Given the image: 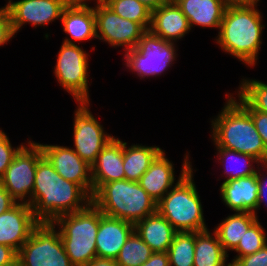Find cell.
<instances>
[{
    "label": "cell",
    "mask_w": 267,
    "mask_h": 266,
    "mask_svg": "<svg viewBox=\"0 0 267 266\" xmlns=\"http://www.w3.org/2000/svg\"><path fill=\"white\" fill-rule=\"evenodd\" d=\"M57 55L56 81L76 102L90 101L88 52L77 44L62 42Z\"/></svg>",
    "instance_id": "cell-9"
},
{
    "label": "cell",
    "mask_w": 267,
    "mask_h": 266,
    "mask_svg": "<svg viewBox=\"0 0 267 266\" xmlns=\"http://www.w3.org/2000/svg\"><path fill=\"white\" fill-rule=\"evenodd\" d=\"M4 266H23L20 259L17 257L15 260H13L11 263L4 265Z\"/></svg>",
    "instance_id": "cell-44"
},
{
    "label": "cell",
    "mask_w": 267,
    "mask_h": 266,
    "mask_svg": "<svg viewBox=\"0 0 267 266\" xmlns=\"http://www.w3.org/2000/svg\"><path fill=\"white\" fill-rule=\"evenodd\" d=\"M193 168L157 203V212L177 232H200L209 229L204 218Z\"/></svg>",
    "instance_id": "cell-6"
},
{
    "label": "cell",
    "mask_w": 267,
    "mask_h": 266,
    "mask_svg": "<svg viewBox=\"0 0 267 266\" xmlns=\"http://www.w3.org/2000/svg\"><path fill=\"white\" fill-rule=\"evenodd\" d=\"M260 0H224L227 7L259 6Z\"/></svg>",
    "instance_id": "cell-41"
},
{
    "label": "cell",
    "mask_w": 267,
    "mask_h": 266,
    "mask_svg": "<svg viewBox=\"0 0 267 266\" xmlns=\"http://www.w3.org/2000/svg\"><path fill=\"white\" fill-rule=\"evenodd\" d=\"M258 218L251 212H235L221 220L214 228L219 242L222 244L224 251L229 255L244 236V233Z\"/></svg>",
    "instance_id": "cell-25"
},
{
    "label": "cell",
    "mask_w": 267,
    "mask_h": 266,
    "mask_svg": "<svg viewBox=\"0 0 267 266\" xmlns=\"http://www.w3.org/2000/svg\"><path fill=\"white\" fill-rule=\"evenodd\" d=\"M89 2L90 0H71L64 8L61 23L67 37L63 42L76 44L97 39L94 7L89 6Z\"/></svg>",
    "instance_id": "cell-17"
},
{
    "label": "cell",
    "mask_w": 267,
    "mask_h": 266,
    "mask_svg": "<svg viewBox=\"0 0 267 266\" xmlns=\"http://www.w3.org/2000/svg\"><path fill=\"white\" fill-rule=\"evenodd\" d=\"M238 93L254 110L267 113V83L262 80L242 78Z\"/></svg>",
    "instance_id": "cell-31"
},
{
    "label": "cell",
    "mask_w": 267,
    "mask_h": 266,
    "mask_svg": "<svg viewBox=\"0 0 267 266\" xmlns=\"http://www.w3.org/2000/svg\"><path fill=\"white\" fill-rule=\"evenodd\" d=\"M93 1L97 39L113 48L122 47L124 52L135 48L147 30L141 24L117 15L102 0Z\"/></svg>",
    "instance_id": "cell-12"
},
{
    "label": "cell",
    "mask_w": 267,
    "mask_h": 266,
    "mask_svg": "<svg viewBox=\"0 0 267 266\" xmlns=\"http://www.w3.org/2000/svg\"><path fill=\"white\" fill-rule=\"evenodd\" d=\"M23 266H74L65 252L58 228L40 222L18 251Z\"/></svg>",
    "instance_id": "cell-8"
},
{
    "label": "cell",
    "mask_w": 267,
    "mask_h": 266,
    "mask_svg": "<svg viewBox=\"0 0 267 266\" xmlns=\"http://www.w3.org/2000/svg\"><path fill=\"white\" fill-rule=\"evenodd\" d=\"M43 157L40 145L29 139L14 156L0 179L3 187L18 203L28 204L32 198L38 161Z\"/></svg>",
    "instance_id": "cell-10"
},
{
    "label": "cell",
    "mask_w": 267,
    "mask_h": 266,
    "mask_svg": "<svg viewBox=\"0 0 267 266\" xmlns=\"http://www.w3.org/2000/svg\"><path fill=\"white\" fill-rule=\"evenodd\" d=\"M231 266H267V244L254 254L239 257Z\"/></svg>",
    "instance_id": "cell-37"
},
{
    "label": "cell",
    "mask_w": 267,
    "mask_h": 266,
    "mask_svg": "<svg viewBox=\"0 0 267 266\" xmlns=\"http://www.w3.org/2000/svg\"><path fill=\"white\" fill-rule=\"evenodd\" d=\"M92 203L109 217L136 223L157 212V202L136 181L117 180L102 184Z\"/></svg>",
    "instance_id": "cell-4"
},
{
    "label": "cell",
    "mask_w": 267,
    "mask_h": 266,
    "mask_svg": "<svg viewBox=\"0 0 267 266\" xmlns=\"http://www.w3.org/2000/svg\"><path fill=\"white\" fill-rule=\"evenodd\" d=\"M209 230L195 232L194 266H231L217 234Z\"/></svg>",
    "instance_id": "cell-26"
},
{
    "label": "cell",
    "mask_w": 267,
    "mask_h": 266,
    "mask_svg": "<svg viewBox=\"0 0 267 266\" xmlns=\"http://www.w3.org/2000/svg\"><path fill=\"white\" fill-rule=\"evenodd\" d=\"M117 15L141 24L146 30L151 25L152 11L138 0H102Z\"/></svg>",
    "instance_id": "cell-30"
},
{
    "label": "cell",
    "mask_w": 267,
    "mask_h": 266,
    "mask_svg": "<svg viewBox=\"0 0 267 266\" xmlns=\"http://www.w3.org/2000/svg\"><path fill=\"white\" fill-rule=\"evenodd\" d=\"M23 146V143L17 147L12 146L7 133L0 128V179L4 176L6 169L12 163L14 156Z\"/></svg>",
    "instance_id": "cell-33"
},
{
    "label": "cell",
    "mask_w": 267,
    "mask_h": 266,
    "mask_svg": "<svg viewBox=\"0 0 267 266\" xmlns=\"http://www.w3.org/2000/svg\"><path fill=\"white\" fill-rule=\"evenodd\" d=\"M73 118V150L92 165L102 149L116 136L104 130L90 111V101H78Z\"/></svg>",
    "instance_id": "cell-11"
},
{
    "label": "cell",
    "mask_w": 267,
    "mask_h": 266,
    "mask_svg": "<svg viewBox=\"0 0 267 266\" xmlns=\"http://www.w3.org/2000/svg\"><path fill=\"white\" fill-rule=\"evenodd\" d=\"M86 266H119V265L117 264V262L114 259L95 257Z\"/></svg>",
    "instance_id": "cell-42"
},
{
    "label": "cell",
    "mask_w": 267,
    "mask_h": 266,
    "mask_svg": "<svg viewBox=\"0 0 267 266\" xmlns=\"http://www.w3.org/2000/svg\"><path fill=\"white\" fill-rule=\"evenodd\" d=\"M138 1L141 2L144 6H146L149 10L154 11L169 0H138Z\"/></svg>",
    "instance_id": "cell-43"
},
{
    "label": "cell",
    "mask_w": 267,
    "mask_h": 266,
    "mask_svg": "<svg viewBox=\"0 0 267 266\" xmlns=\"http://www.w3.org/2000/svg\"><path fill=\"white\" fill-rule=\"evenodd\" d=\"M18 253L11 247L0 244V266L7 265L17 258Z\"/></svg>",
    "instance_id": "cell-40"
},
{
    "label": "cell",
    "mask_w": 267,
    "mask_h": 266,
    "mask_svg": "<svg viewBox=\"0 0 267 266\" xmlns=\"http://www.w3.org/2000/svg\"><path fill=\"white\" fill-rule=\"evenodd\" d=\"M134 230L153 252H167L177 233L158 212L137 221Z\"/></svg>",
    "instance_id": "cell-23"
},
{
    "label": "cell",
    "mask_w": 267,
    "mask_h": 266,
    "mask_svg": "<svg viewBox=\"0 0 267 266\" xmlns=\"http://www.w3.org/2000/svg\"><path fill=\"white\" fill-rule=\"evenodd\" d=\"M257 6L226 7L217 37L218 47L248 67L259 59L263 15Z\"/></svg>",
    "instance_id": "cell-2"
},
{
    "label": "cell",
    "mask_w": 267,
    "mask_h": 266,
    "mask_svg": "<svg viewBox=\"0 0 267 266\" xmlns=\"http://www.w3.org/2000/svg\"><path fill=\"white\" fill-rule=\"evenodd\" d=\"M256 177L258 183V201H257L256 211L254 212V214L257 218H259L257 212L258 210H260L261 205H265L267 208V162L258 165Z\"/></svg>",
    "instance_id": "cell-35"
},
{
    "label": "cell",
    "mask_w": 267,
    "mask_h": 266,
    "mask_svg": "<svg viewBox=\"0 0 267 266\" xmlns=\"http://www.w3.org/2000/svg\"><path fill=\"white\" fill-rule=\"evenodd\" d=\"M140 266H170L167 252H153L151 257Z\"/></svg>",
    "instance_id": "cell-39"
},
{
    "label": "cell",
    "mask_w": 267,
    "mask_h": 266,
    "mask_svg": "<svg viewBox=\"0 0 267 266\" xmlns=\"http://www.w3.org/2000/svg\"><path fill=\"white\" fill-rule=\"evenodd\" d=\"M266 230L261 225L259 219H257L244 233V236L240 239L239 244L233 250L237 254L231 260L232 265L239 257L254 254L267 244Z\"/></svg>",
    "instance_id": "cell-32"
},
{
    "label": "cell",
    "mask_w": 267,
    "mask_h": 266,
    "mask_svg": "<svg viewBox=\"0 0 267 266\" xmlns=\"http://www.w3.org/2000/svg\"><path fill=\"white\" fill-rule=\"evenodd\" d=\"M218 163L224 168V182L256 174L261 162L255 157L226 148H216ZM235 164V165H234ZM253 164H257L256 166Z\"/></svg>",
    "instance_id": "cell-27"
},
{
    "label": "cell",
    "mask_w": 267,
    "mask_h": 266,
    "mask_svg": "<svg viewBox=\"0 0 267 266\" xmlns=\"http://www.w3.org/2000/svg\"><path fill=\"white\" fill-rule=\"evenodd\" d=\"M188 19L190 28H220L226 5L224 0H174Z\"/></svg>",
    "instance_id": "cell-22"
},
{
    "label": "cell",
    "mask_w": 267,
    "mask_h": 266,
    "mask_svg": "<svg viewBox=\"0 0 267 266\" xmlns=\"http://www.w3.org/2000/svg\"><path fill=\"white\" fill-rule=\"evenodd\" d=\"M71 0H7L12 29L17 35L24 25L42 27L61 20L64 8Z\"/></svg>",
    "instance_id": "cell-13"
},
{
    "label": "cell",
    "mask_w": 267,
    "mask_h": 266,
    "mask_svg": "<svg viewBox=\"0 0 267 266\" xmlns=\"http://www.w3.org/2000/svg\"><path fill=\"white\" fill-rule=\"evenodd\" d=\"M18 202L10 195V193L3 187L0 181V214L8 211Z\"/></svg>",
    "instance_id": "cell-38"
},
{
    "label": "cell",
    "mask_w": 267,
    "mask_h": 266,
    "mask_svg": "<svg viewBox=\"0 0 267 266\" xmlns=\"http://www.w3.org/2000/svg\"><path fill=\"white\" fill-rule=\"evenodd\" d=\"M151 248L134 230L122 246L115 261L119 266H140L152 255Z\"/></svg>",
    "instance_id": "cell-29"
},
{
    "label": "cell",
    "mask_w": 267,
    "mask_h": 266,
    "mask_svg": "<svg viewBox=\"0 0 267 266\" xmlns=\"http://www.w3.org/2000/svg\"><path fill=\"white\" fill-rule=\"evenodd\" d=\"M225 97L226 102L221 112L210 121V139L214 146L248 154L261 163H266L267 150L250 113L236 100L233 93L226 92Z\"/></svg>",
    "instance_id": "cell-3"
},
{
    "label": "cell",
    "mask_w": 267,
    "mask_h": 266,
    "mask_svg": "<svg viewBox=\"0 0 267 266\" xmlns=\"http://www.w3.org/2000/svg\"><path fill=\"white\" fill-rule=\"evenodd\" d=\"M220 197L224 205L234 212L256 211L258 183L256 174L222 182Z\"/></svg>",
    "instance_id": "cell-21"
},
{
    "label": "cell",
    "mask_w": 267,
    "mask_h": 266,
    "mask_svg": "<svg viewBox=\"0 0 267 266\" xmlns=\"http://www.w3.org/2000/svg\"><path fill=\"white\" fill-rule=\"evenodd\" d=\"M238 96V97H237ZM236 99L251 115L257 132L260 134L263 144L267 150V113L254 110L239 94Z\"/></svg>",
    "instance_id": "cell-34"
},
{
    "label": "cell",
    "mask_w": 267,
    "mask_h": 266,
    "mask_svg": "<svg viewBox=\"0 0 267 266\" xmlns=\"http://www.w3.org/2000/svg\"><path fill=\"white\" fill-rule=\"evenodd\" d=\"M149 30L162 39L177 43L191 31L188 19L174 0L152 11Z\"/></svg>",
    "instance_id": "cell-19"
},
{
    "label": "cell",
    "mask_w": 267,
    "mask_h": 266,
    "mask_svg": "<svg viewBox=\"0 0 267 266\" xmlns=\"http://www.w3.org/2000/svg\"><path fill=\"white\" fill-rule=\"evenodd\" d=\"M100 210L91 202L86 208L58 217L52 222L59 230L65 252L74 266H86L95 257Z\"/></svg>",
    "instance_id": "cell-5"
},
{
    "label": "cell",
    "mask_w": 267,
    "mask_h": 266,
    "mask_svg": "<svg viewBox=\"0 0 267 266\" xmlns=\"http://www.w3.org/2000/svg\"><path fill=\"white\" fill-rule=\"evenodd\" d=\"M93 193L104 183L124 180L123 141L115 137L98 154L91 165Z\"/></svg>",
    "instance_id": "cell-20"
},
{
    "label": "cell",
    "mask_w": 267,
    "mask_h": 266,
    "mask_svg": "<svg viewBox=\"0 0 267 266\" xmlns=\"http://www.w3.org/2000/svg\"><path fill=\"white\" fill-rule=\"evenodd\" d=\"M177 44L169 42L147 30L135 48L123 55L125 68L143 78L160 77L177 59Z\"/></svg>",
    "instance_id": "cell-7"
},
{
    "label": "cell",
    "mask_w": 267,
    "mask_h": 266,
    "mask_svg": "<svg viewBox=\"0 0 267 266\" xmlns=\"http://www.w3.org/2000/svg\"><path fill=\"white\" fill-rule=\"evenodd\" d=\"M43 156L54 167L56 172L64 179L80 185L91 197L93 195V182L91 178V165L73 150L71 146L57 144H41Z\"/></svg>",
    "instance_id": "cell-14"
},
{
    "label": "cell",
    "mask_w": 267,
    "mask_h": 266,
    "mask_svg": "<svg viewBox=\"0 0 267 266\" xmlns=\"http://www.w3.org/2000/svg\"><path fill=\"white\" fill-rule=\"evenodd\" d=\"M184 156L178 179L175 178L174 163L167 158L165 150L140 177L138 183L157 203L193 168L189 152Z\"/></svg>",
    "instance_id": "cell-15"
},
{
    "label": "cell",
    "mask_w": 267,
    "mask_h": 266,
    "mask_svg": "<svg viewBox=\"0 0 267 266\" xmlns=\"http://www.w3.org/2000/svg\"><path fill=\"white\" fill-rule=\"evenodd\" d=\"M163 151L152 145L132 144L123 141V169L125 179L138 182L140 177L149 169L155 158Z\"/></svg>",
    "instance_id": "cell-24"
},
{
    "label": "cell",
    "mask_w": 267,
    "mask_h": 266,
    "mask_svg": "<svg viewBox=\"0 0 267 266\" xmlns=\"http://www.w3.org/2000/svg\"><path fill=\"white\" fill-rule=\"evenodd\" d=\"M14 35L10 14L5 5L0 8V46L7 44Z\"/></svg>",
    "instance_id": "cell-36"
},
{
    "label": "cell",
    "mask_w": 267,
    "mask_h": 266,
    "mask_svg": "<svg viewBox=\"0 0 267 266\" xmlns=\"http://www.w3.org/2000/svg\"><path fill=\"white\" fill-rule=\"evenodd\" d=\"M133 231L134 223L109 217L100 211L99 228L96 235L97 257L115 260Z\"/></svg>",
    "instance_id": "cell-18"
},
{
    "label": "cell",
    "mask_w": 267,
    "mask_h": 266,
    "mask_svg": "<svg viewBox=\"0 0 267 266\" xmlns=\"http://www.w3.org/2000/svg\"><path fill=\"white\" fill-rule=\"evenodd\" d=\"M39 223L29 204L17 203L0 214V244L9 246L18 253Z\"/></svg>",
    "instance_id": "cell-16"
},
{
    "label": "cell",
    "mask_w": 267,
    "mask_h": 266,
    "mask_svg": "<svg viewBox=\"0 0 267 266\" xmlns=\"http://www.w3.org/2000/svg\"><path fill=\"white\" fill-rule=\"evenodd\" d=\"M195 232H177L167 251L170 266H194Z\"/></svg>",
    "instance_id": "cell-28"
},
{
    "label": "cell",
    "mask_w": 267,
    "mask_h": 266,
    "mask_svg": "<svg viewBox=\"0 0 267 266\" xmlns=\"http://www.w3.org/2000/svg\"><path fill=\"white\" fill-rule=\"evenodd\" d=\"M92 197L78 184L64 179L43 156L37 163L32 198L28 203L39 222L83 210Z\"/></svg>",
    "instance_id": "cell-1"
}]
</instances>
